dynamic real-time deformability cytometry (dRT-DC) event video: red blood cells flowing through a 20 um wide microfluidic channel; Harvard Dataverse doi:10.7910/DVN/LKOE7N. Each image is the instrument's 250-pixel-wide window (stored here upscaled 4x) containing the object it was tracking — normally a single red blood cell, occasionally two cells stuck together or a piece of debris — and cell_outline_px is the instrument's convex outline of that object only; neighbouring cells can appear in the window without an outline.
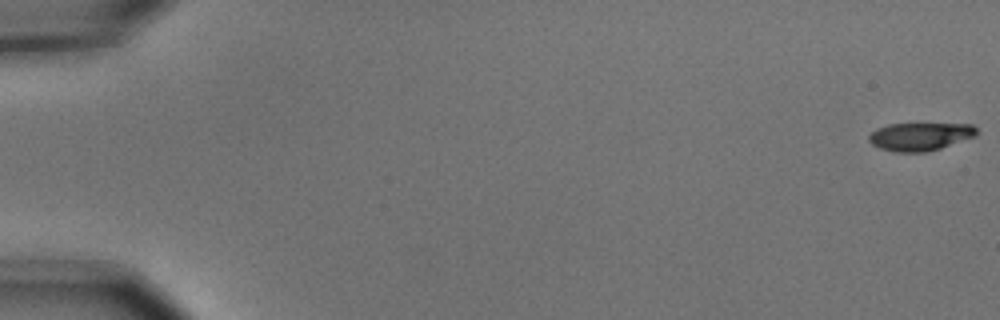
{"species": "common noctule bat (a hibernating species)", "species_latin": "Nyctalus noctula", "temperature_condition": "cold", "stored_images_in_passage": 7, "camera_frame_rate_fps": 3000, "um_per_image_px": 0.085, "animal": {"sex": "male", "body_mass_g": 15.6}, "frame": {"image": 1, "passage_image": 1, "time_ms": 0.0, "image_size_px": [1000, 320], "cell_outline_px": [[980, 132], [976, 136], [940, 148], [924, 152], [896, 152], [880, 148], [872, 144], [868, 140], [868, 136], [876, 128], [888, 124], [972, 124]], "centroid_in_image_um": [78.21, 11.6], "position_along_channel_um": 6.8, "area_um2": 17.57}}
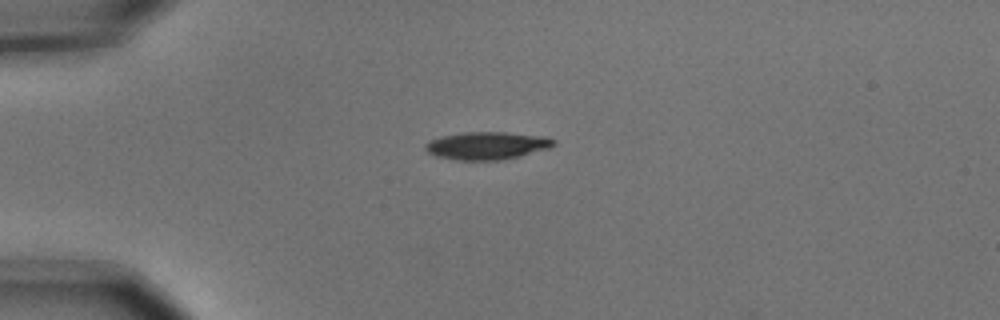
{"frame": {"image": 2, "passage_image": 5, "time_ms": 1.333, "image_size_px": [1000, 320], "cell_outline_px": [[556, 144], [548, 148], [520, 156], [504, 160], [456, 160], [436, 156], [428, 152], [424, 148], [424, 144], [428, 140], [440, 136], [464, 132], [508, 132], [548, 136], [556, 140]], "centroid_in_image_um": [41.39, 12.37], "position_along_channel_um": 43.6, "area_um2": 21.04}}
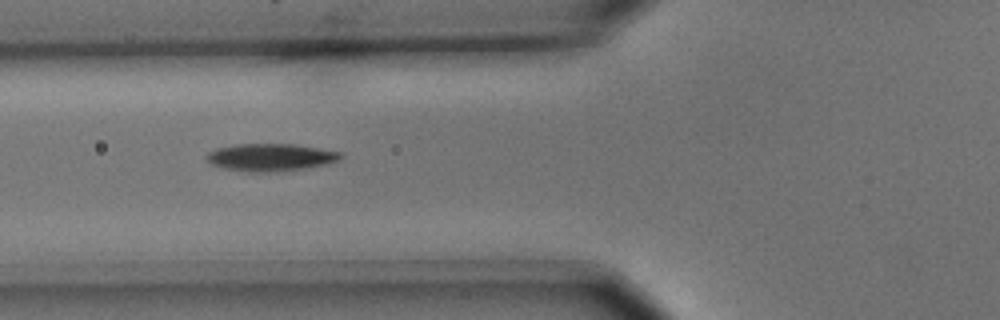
{"frame": {"image": 3, "passage_image": 7, "time_ms": 2.0, "image_size_px": [1000, 320], "cell_outline_px": [[344, 156], [328, 164], [304, 168], [276, 172], [248, 172], [224, 168], [212, 164], [204, 156], [208, 152], [216, 148], [236, 144], [296, 144], [340, 152]], "centroid_in_image_um": [22.98, 13.37], "position_along_channel_um": 102.8, "area_um2": 21.44}}